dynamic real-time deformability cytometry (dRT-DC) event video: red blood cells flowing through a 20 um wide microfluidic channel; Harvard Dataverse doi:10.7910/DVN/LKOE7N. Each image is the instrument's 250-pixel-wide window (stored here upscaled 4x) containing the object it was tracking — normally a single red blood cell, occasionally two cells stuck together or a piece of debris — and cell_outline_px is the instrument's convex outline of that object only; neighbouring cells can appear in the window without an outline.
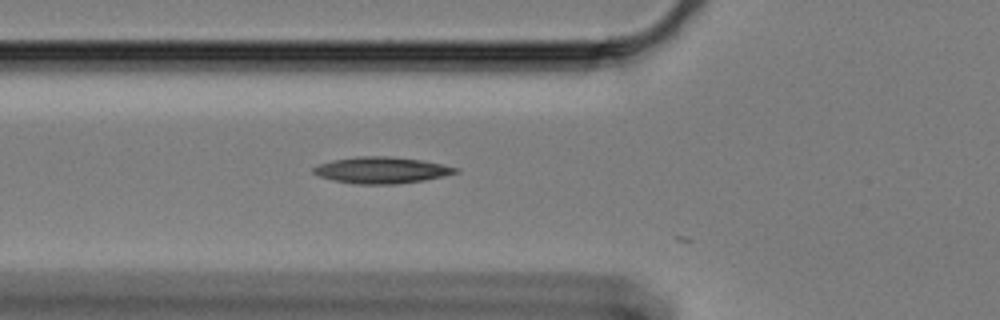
{"species": "Egyptian fruit bat (a non-hibernating species)", "species_latin": "Rousettus aegyptiacus", "temperature_condition": "cold", "stored_images_in_passage": 7, "camera_frame_rate_fps": 3000, "um_per_image_px": 0.085, "animal": {"sex": "female"}, "frame": {"image": 1, "passage_image": 3, "time_ms": 0.667, "image_size_px": [1000, 320], "cell_outline_px": [[460, 172], [444, 176], [424, 180], [396, 184], [356, 184], [332, 180], [320, 176], [312, 172], [312, 168], [320, 164], [332, 160], [356, 156], [392, 156], [420, 160], [460, 168]], "centroid_in_image_um": [32.43, 14.46], "position_along_channel_um": 93.4, "area_um2": 21.91}}
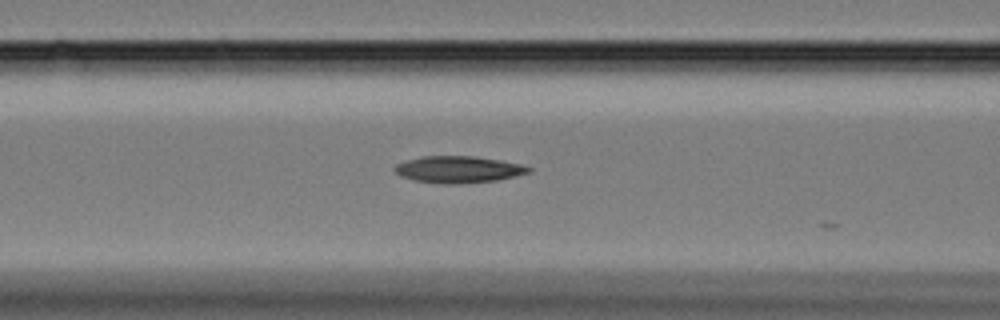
{"frame": {"image": 2, "passage_image": 6, "time_ms": 1.667, "image_size_px": [1000, 320], "cell_outline_px": [[532, 172], [496, 180], [452, 184], [448, 184], [416, 180], [400, 176], [392, 168], [396, 164], [404, 160], [420, 156], [476, 156], [500, 160], [520, 164], [532, 168]], "centroid_in_image_um": [38.94, 14.38], "position_along_channel_um": 127.7, "area_um2": 20.81}}